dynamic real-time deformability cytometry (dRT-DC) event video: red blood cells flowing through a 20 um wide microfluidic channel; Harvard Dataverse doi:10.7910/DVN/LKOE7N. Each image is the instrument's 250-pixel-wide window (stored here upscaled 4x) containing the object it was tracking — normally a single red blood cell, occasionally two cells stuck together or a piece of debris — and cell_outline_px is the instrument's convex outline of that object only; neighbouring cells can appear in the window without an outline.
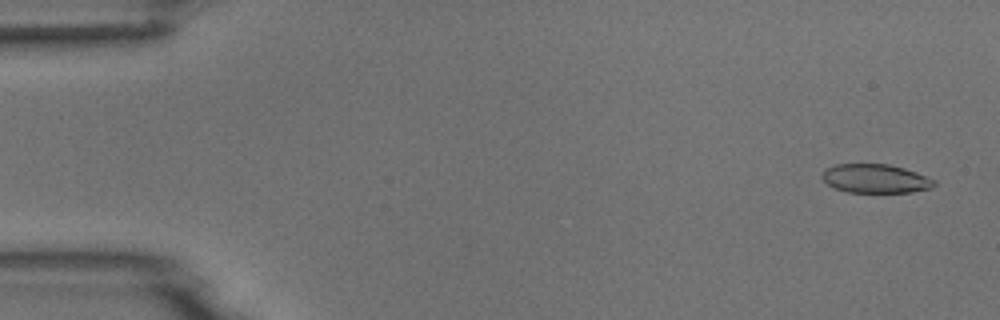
{"species": "common noctule bat (a hibernating species)", "species_latin": "Nyctalus noctula", "temperature_condition": "room temperature", "stored_images_in_passage": 53, "camera_frame_rate_fps": 3000, "um_per_image_px": 0.085, "animal": {"sex": "male", "body_mass_g": 18.8}, "frame": {"image": 1, "passage_image": 3, "time_ms": 0.667, "image_size_px": [1000, 320], "cell_outline_px": [[936, 184], [932, 188], [912, 192], [848, 192], [832, 188], [820, 176], [824, 168], [836, 164], [888, 164], [904, 168], [916, 172], [936, 180]], "centroid_in_image_um": [74.39, 15.18], "position_along_channel_um": 10.6, "area_um2": 19.02}}
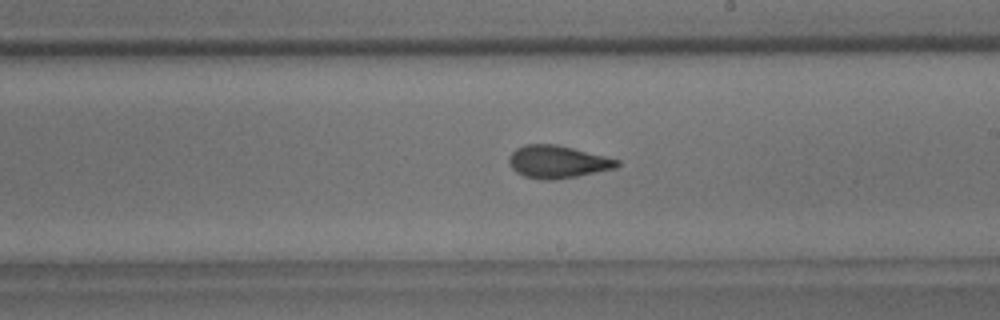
{"frame": {"image": 2, "passage_image": 31, "time_ms": 10.0, "image_size_px": [1000, 320], "cell_outline_px": [[620, 164], [616, 168], [576, 176], [552, 180], [540, 180], [524, 176], [516, 172], [508, 164], [508, 156], [516, 148], [524, 144], [556, 144], [620, 160]], "centroid_in_image_um": [47.34, 13.75], "position_along_channel_um": 241.7, "area_um2": 20.52}}
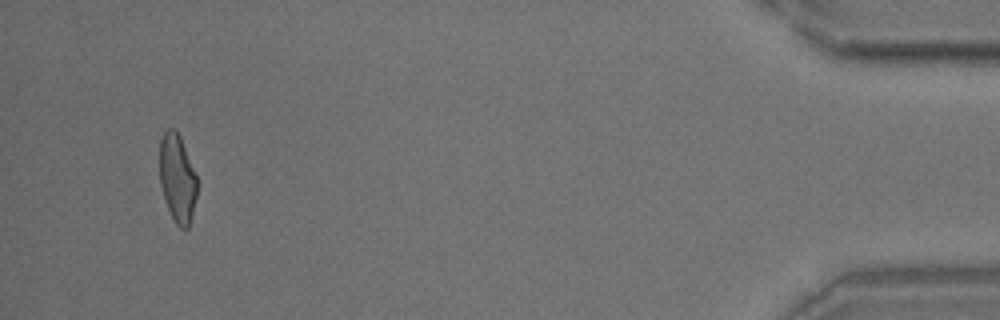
{"frame": {"image": 3, "passage_image": 51, "time_ms": 16.667, "image_size_px": [1000, 320], "cell_outline_px": [[196, 196], [188, 228], [180, 228], [176, 224], [168, 208], [160, 184], [160, 140], [164, 132], [168, 128], [176, 128], [180, 136], [196, 176]], "centroid_in_image_um": [15.05, 15.12], "position_along_channel_um": 420.1, "area_um2": 18.84}}